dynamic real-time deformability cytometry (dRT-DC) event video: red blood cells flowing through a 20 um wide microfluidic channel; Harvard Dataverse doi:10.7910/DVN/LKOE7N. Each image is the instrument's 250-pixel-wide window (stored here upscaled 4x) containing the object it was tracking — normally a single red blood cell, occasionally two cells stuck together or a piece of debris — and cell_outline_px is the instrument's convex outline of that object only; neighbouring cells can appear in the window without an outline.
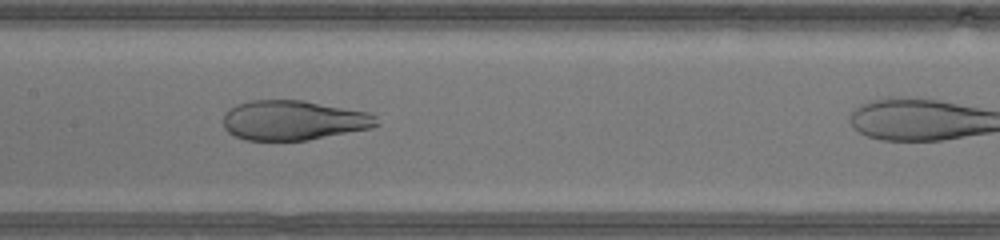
{"species": "human", "species_latin": "Homo sapiens", "temperature_condition": "warm", "stored_images_in_passage": 11, "camera_frame_rate_fps": 3000, "um_per_image_px": 0.085, "donor": {"sex": "male"}, "frame": {"image": 1, "passage_image": 8, "time_ms": 2.333, "image_size_px": [1000, 240], "cell_outline_px": [[380, 124], [372, 128], [308, 140], [244, 140], [232, 136], [224, 128], [224, 112], [228, 108], [236, 104], [252, 100], [304, 100], [368, 112], [376, 116]], "centroid_in_image_um": [24.93, 10.22], "position_along_channel_um": 182.5, "area_um2": 35.84}}